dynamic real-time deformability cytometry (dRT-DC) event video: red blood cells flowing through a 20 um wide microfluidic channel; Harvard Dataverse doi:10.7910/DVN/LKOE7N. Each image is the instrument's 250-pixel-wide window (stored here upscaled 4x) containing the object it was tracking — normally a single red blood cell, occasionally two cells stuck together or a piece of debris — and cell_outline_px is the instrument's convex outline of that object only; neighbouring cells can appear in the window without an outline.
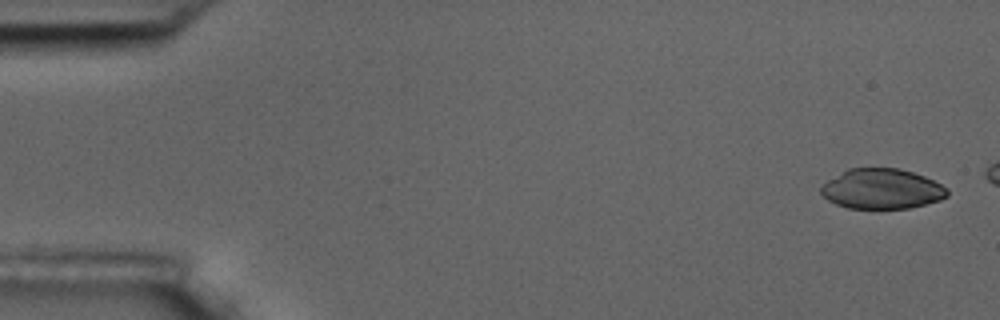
{"species": "common noctule bat (a hibernating species)", "species_latin": "Nyctalus noctula", "temperature_condition": "room temperature", "stored_images_in_passage": 3, "camera_frame_rate_fps": 3000, "um_per_image_px": 0.085, "animal": {"sex": "male", "body_mass_g": 17.5, "forearm_length_mm": 52.3}, "frame": {"image": 1, "passage_image": 1, "time_ms": 0.0, "image_size_px": [1000, 320], "cell_outline_px": [[948, 196], [940, 200], [908, 208], [848, 208], [836, 204], [828, 200], [820, 192], [820, 188], [828, 180], [848, 168], [900, 168], [924, 176], [948, 188]], "centroid_in_image_um": [74.96, 16.05], "position_along_channel_um": 10.0, "area_um2": 29.36}}